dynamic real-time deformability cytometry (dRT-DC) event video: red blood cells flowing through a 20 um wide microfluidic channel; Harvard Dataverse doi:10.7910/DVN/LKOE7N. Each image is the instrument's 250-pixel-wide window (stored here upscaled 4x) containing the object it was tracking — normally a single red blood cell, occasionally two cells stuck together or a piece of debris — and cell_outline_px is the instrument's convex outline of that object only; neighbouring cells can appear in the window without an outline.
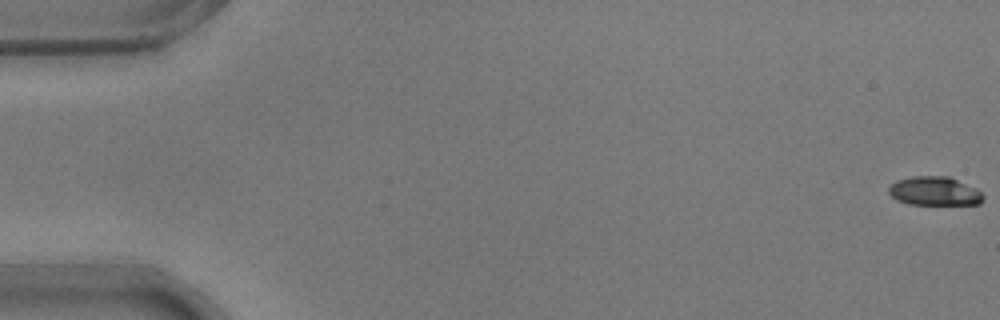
{"species": "common noctule bat (a hibernating species)", "species_latin": "Nyctalus noctula", "temperature_condition": "warm", "stored_images_in_passage": 49, "camera_frame_rate_fps": 3000, "um_per_image_px": 0.085, "animal": {"sex": "male", "body_mass_g": 17.9}, "frame": {"image": 1, "passage_image": 1, "time_ms": 0.0, "image_size_px": [1000, 320], "cell_outline_px": [[984, 196], [980, 204], [908, 204], [896, 200], [888, 192], [888, 188], [896, 180], [912, 176], [948, 176], [976, 188]], "centroid_in_image_um": [79.41, 16.24], "position_along_channel_um": 5.6, "area_um2": 15.84}}
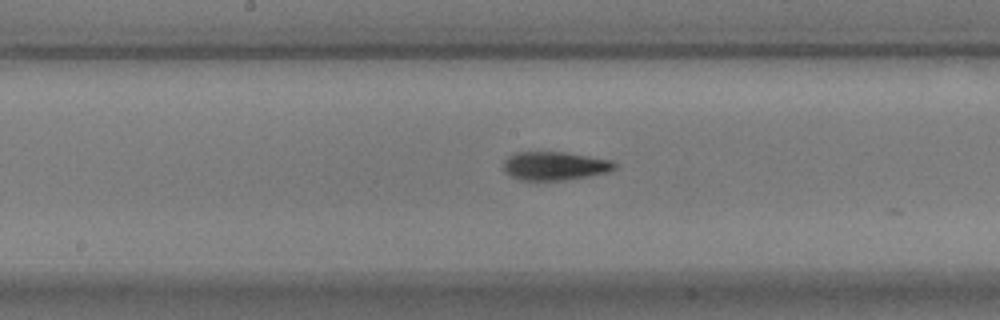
{"frame": {"image": 2, "passage_image": 29, "time_ms": 9.333, "image_size_px": [1000, 320], "cell_outline_px": [[616, 168], [608, 172], [588, 176], [564, 180], [520, 180], [504, 172], [504, 160], [508, 156], [516, 152], [564, 152], [612, 160], [616, 164]], "centroid_in_image_um": [47.15, 14.1], "position_along_channel_um": 201.1, "area_um2": 18.44}}
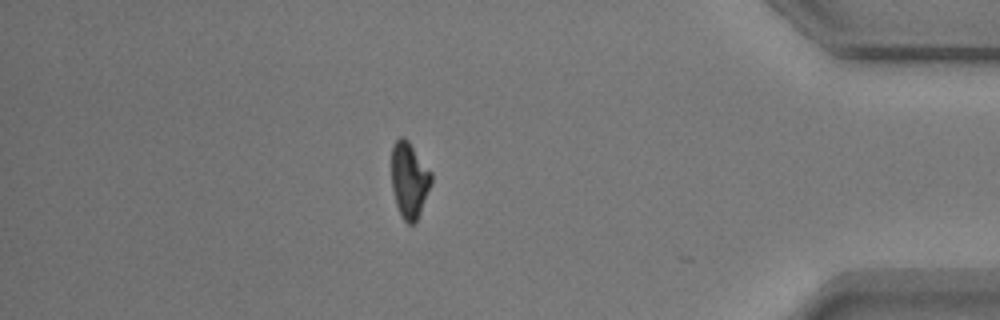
{"frame": {"image": 3, "passage_image": 48, "time_ms": 15.667, "image_size_px": [1000, 320], "cell_outline_px": [[432, 184], [416, 224], [408, 224], [400, 216], [396, 204], [392, 188], [392, 144], [400, 136], [404, 136], [408, 140], [432, 172]], "centroid_in_image_um": [34.8, 15.32], "position_along_channel_um": 400.4, "area_um2": 17.92}, "authors_computed_cell_mechanics": {"area_um2": 18.1492, "velocity_mm_per_s": 3.7412, "shape_relaxation_time_tau1_ms": 4.2653, "shape_relaxation_time_tau2_ms": 4.6056, "deformation_change_tau1": 0.1698, "deformation_change_tau2": 0.1251}}